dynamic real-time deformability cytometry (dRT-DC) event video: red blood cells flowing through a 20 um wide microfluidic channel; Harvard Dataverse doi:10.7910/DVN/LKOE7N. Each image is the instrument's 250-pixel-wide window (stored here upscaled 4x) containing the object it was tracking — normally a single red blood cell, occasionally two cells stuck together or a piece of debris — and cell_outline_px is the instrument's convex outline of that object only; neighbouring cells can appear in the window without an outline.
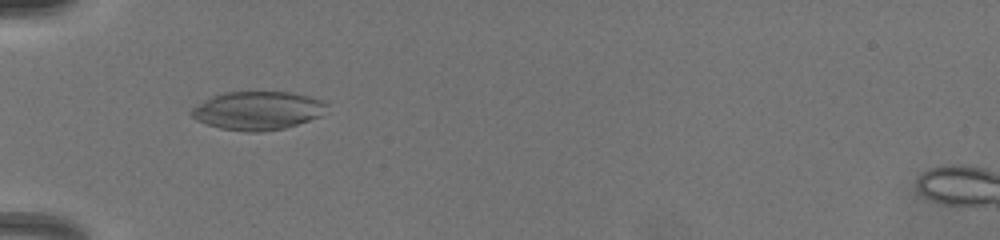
{"species": "common noctule bat (a hibernating species)", "species_latin": "Nyctalus noctula", "temperature_condition": "warm", "stored_images_in_passage": 7, "camera_frame_rate_fps": 3000, "um_per_image_px": 0.085, "animal": {"sex": "female", "body_mass_g": 19.5, "forearm_length_mm": 54.1}, "frame": {"image": 1, "passage_image": 1, "time_ms": 0.0, "image_size_px": [1000, 240], "cell_outline_px": [[328, 104], [320, 116], [284, 128], [264, 132], [248, 132], [220, 128], [196, 120], [188, 112], [192, 108], [212, 96], [228, 92], [288, 92], [308, 96], [320, 100]], "centroid_in_image_um": [21.87, 9.41], "position_along_channel_um": 63.1, "area_um2": 30.0}}
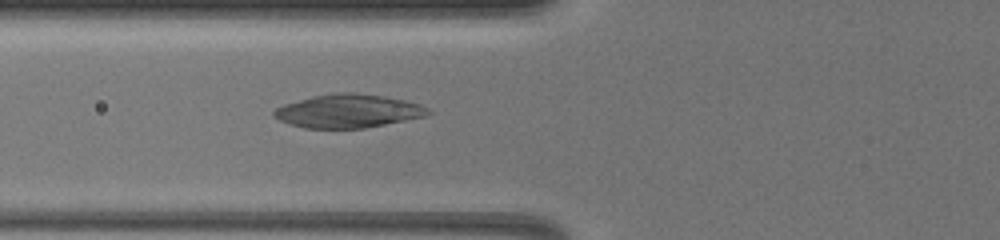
{"frame": {"image": 2, "passage_image": 6, "time_ms": 1.0, "image_size_px": [1000, 240], "cell_outline_px": [[432, 112], [428, 116], [364, 128], [304, 128], [288, 124], [272, 116], [272, 112], [276, 108], [284, 104], [312, 96], [332, 92], [356, 92], [384, 96], [404, 100], [420, 104], [428, 108]], "centroid_in_image_um": [29.59, 9.43], "position_along_channel_um": 96.2, "area_um2": 30.29}}